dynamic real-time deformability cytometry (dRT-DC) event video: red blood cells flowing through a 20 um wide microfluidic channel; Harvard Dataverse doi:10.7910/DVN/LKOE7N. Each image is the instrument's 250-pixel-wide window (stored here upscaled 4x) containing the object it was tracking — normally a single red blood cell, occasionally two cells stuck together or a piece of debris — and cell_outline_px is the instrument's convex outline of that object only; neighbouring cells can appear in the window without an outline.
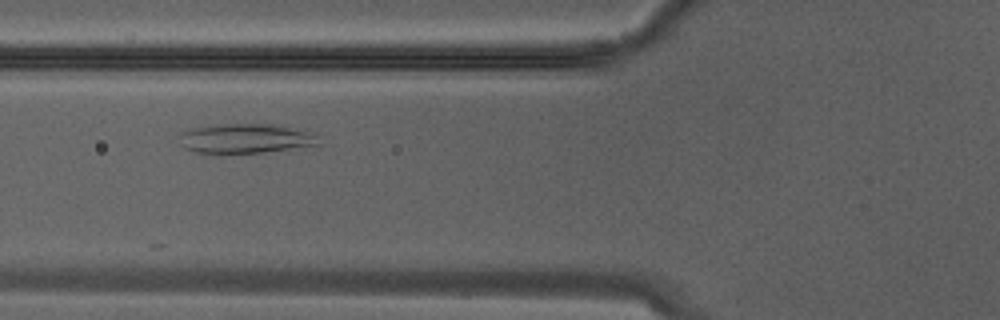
{"species": "Egyptian fruit bat (a non-hibernating species)", "species_latin": "Rousettus aegyptiacus", "temperature_condition": "warm", "stored_images_in_passage": 2, "camera_frame_rate_fps": 3000, "um_per_image_px": 0.085, "animal": {"sex": "male"}, "frame": {"image": 1, "passage_image": 2, "time_ms": 0.333, "image_size_px": [1000, 320], "cell_outline_px": [[320, 144], [260, 152], [196, 152], [184, 148], [180, 144], [180, 132], [196, 128], [220, 124], [272, 124], [316, 132]], "centroid_in_image_um": [20.9, 11.75], "position_along_channel_um": 104.9, "area_um2": 23.52}}